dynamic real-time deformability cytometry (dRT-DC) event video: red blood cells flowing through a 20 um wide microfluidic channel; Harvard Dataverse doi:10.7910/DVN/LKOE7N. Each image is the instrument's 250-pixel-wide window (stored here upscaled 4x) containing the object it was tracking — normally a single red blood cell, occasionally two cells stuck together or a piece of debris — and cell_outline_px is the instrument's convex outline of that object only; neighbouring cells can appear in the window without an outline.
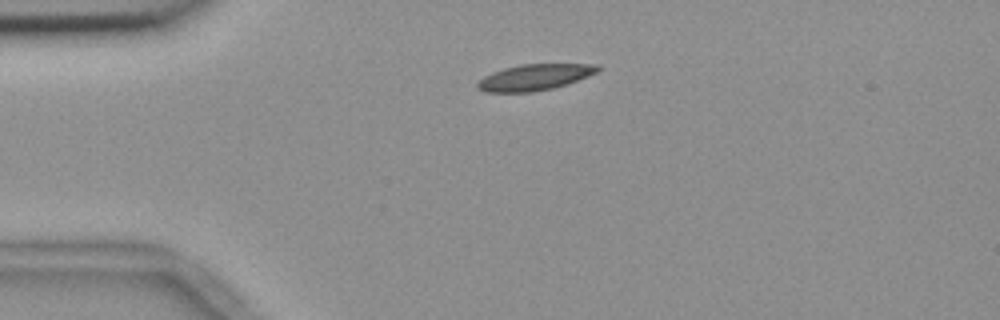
{"species": "common noctule bat (a hibernating species)", "species_latin": "Nyctalus noctula", "temperature_condition": "room temperature", "stored_images_in_passage": 43, "camera_frame_rate_fps": 3000, "um_per_image_px": 0.085, "animal": {"sex": "female", "body_mass_g": 18.4}, "frame": {"image": 1, "passage_image": 1, "time_ms": 0.0, "image_size_px": [1000, 320], "cell_outline_px": [[600, 72], [568, 84], [552, 88], [532, 92], [484, 92], [476, 88], [476, 84], [484, 76], [492, 72], [504, 68], [520, 64], [600, 64]], "centroid_in_image_um": [45.47, 6.56], "position_along_channel_um": 39.5, "area_um2": 18.5}}
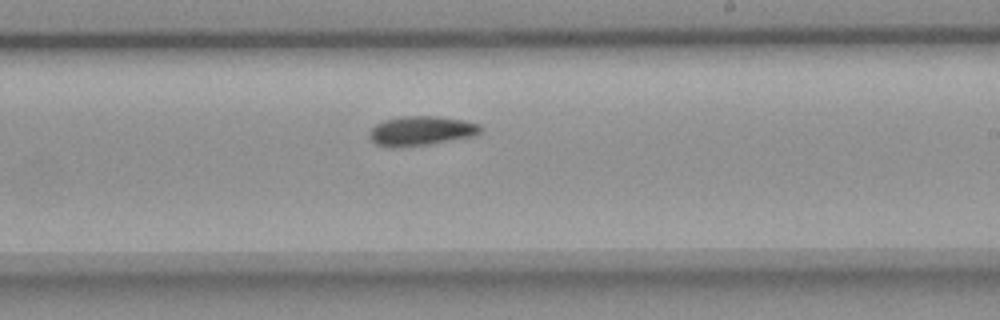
{"frame": {"image": 2, "passage_image": 21, "time_ms": 6.667, "image_size_px": [1000, 320], "cell_outline_px": [[484, 128], [476, 136], [432, 144], [400, 148], [376, 144], [368, 136], [368, 132], [376, 124], [384, 120], [404, 116], [440, 116], [464, 120], [480, 124]], "centroid_in_image_um": [35.84, 11.13], "position_along_channel_um": 253.2, "area_um2": 19.42}}
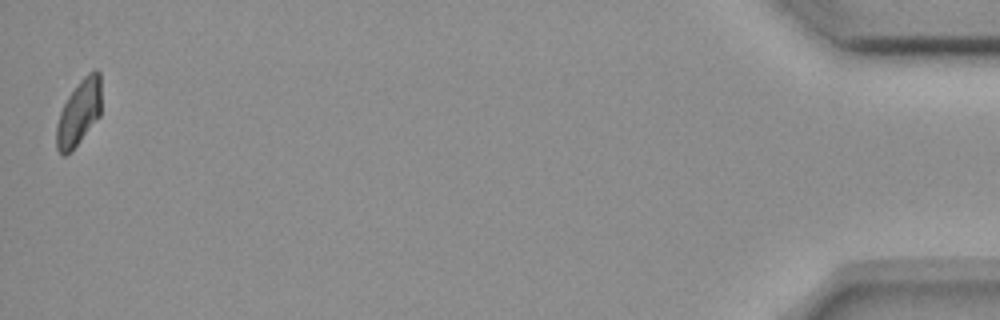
{"frame": {"image": 3, "passage_image": 43, "time_ms": 14.0, "image_size_px": [1000, 320], "cell_outline_px": [[100, 116], [72, 152], [64, 156], [56, 148], [56, 124], [60, 112], [68, 96], [80, 80], [88, 72], [96, 68], [100, 72]], "centroid_in_image_um": [6.7, 9.59], "position_along_channel_um": 428.5, "area_um2": 17.28}, "authors_computed_cell_mechanics": {"area_um2": 18.3226, "velocity_mm_per_s": 3.6478, "shape_relaxation_time_tau1_ms": 7.0852, "shape_relaxation_time_tau2_ms": null, "deformation_change_tau1": 0.1391, "deformation_change_tau2": null}}